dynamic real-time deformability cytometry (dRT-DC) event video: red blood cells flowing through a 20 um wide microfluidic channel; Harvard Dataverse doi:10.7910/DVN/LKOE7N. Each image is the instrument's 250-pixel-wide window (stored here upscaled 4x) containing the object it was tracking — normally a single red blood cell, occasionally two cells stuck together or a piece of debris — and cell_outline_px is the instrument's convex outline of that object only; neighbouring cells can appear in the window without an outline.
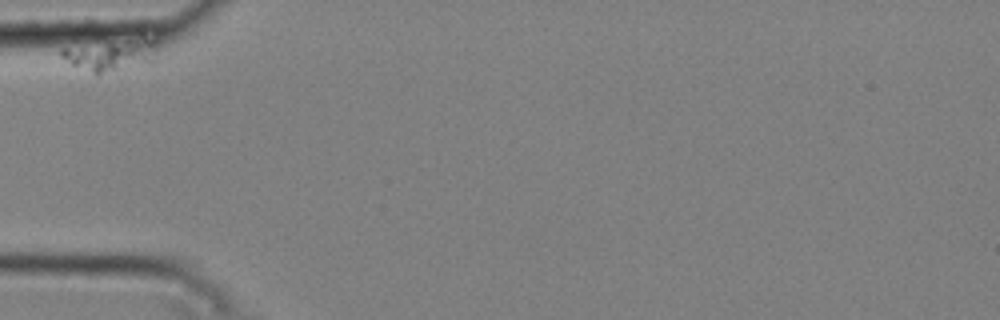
{"species": "common noctule bat (a hibernating species)", "species_latin": "Nyctalus noctula", "temperature_condition": "cold", "stored_images_in_passage": 42, "camera_frame_rate_fps": 3000, "um_per_image_px": 0.085, "animal": {"sex": "male", "body_mass_g": 20.4}, "frame": {"image": 1, "passage_image": 1, "time_ms": 0.0, "image_size_px": [1000, 320], "cell_outline_px": [[156, 48], [152, 64], [100, 76], [96, 76], [72, 64], [60, 56], [60, 48], [144, 40], [156, 40]], "centroid_in_image_um": [9.42, 4.8], "position_along_channel_um": 75.6, "area_um2": 17.28}}
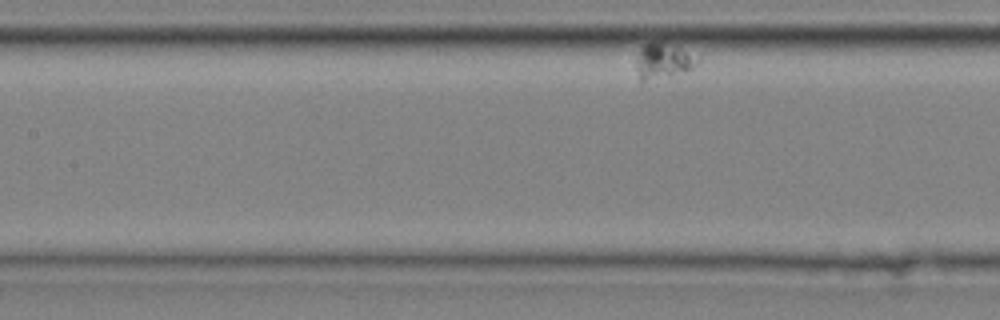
{"frame": {"image": 2, "passage_image": 13, "time_ms": 4.0, "image_size_px": [1000, 320], "cell_outline_px": [[704, 52], [700, 60], [692, 68], [644, 80], [640, 80], [636, 64], [640, 48], [644, 44], [652, 40], [656, 40]], "centroid_in_image_um": [56.51, 5.04], "position_along_channel_um": 150.9, "area_um2": 12.89}}
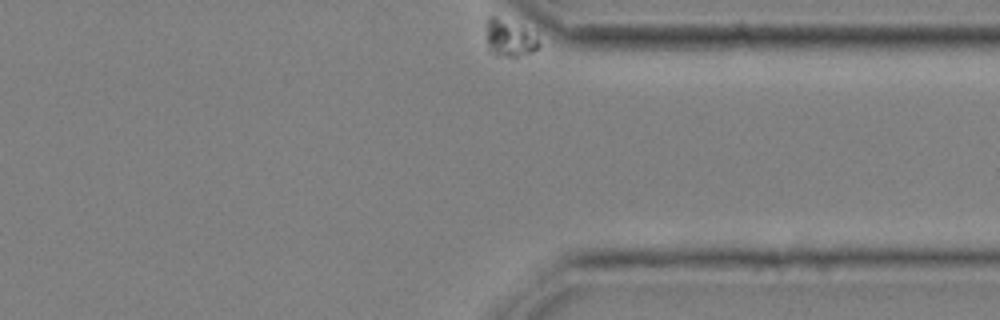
{"frame": {"image": 3, "passage_image": 42, "time_ms": 13.667, "image_size_px": [1000, 320], "cell_outline_px": [[540, 44], [532, 52], [516, 56], [496, 56], [488, 48], [484, 28], [484, 24], [488, 16], [496, 16], [536, 36]], "centroid_in_image_um": [43.2, 3.25], "position_along_channel_um": 368.2, "area_um2": 11.04}}